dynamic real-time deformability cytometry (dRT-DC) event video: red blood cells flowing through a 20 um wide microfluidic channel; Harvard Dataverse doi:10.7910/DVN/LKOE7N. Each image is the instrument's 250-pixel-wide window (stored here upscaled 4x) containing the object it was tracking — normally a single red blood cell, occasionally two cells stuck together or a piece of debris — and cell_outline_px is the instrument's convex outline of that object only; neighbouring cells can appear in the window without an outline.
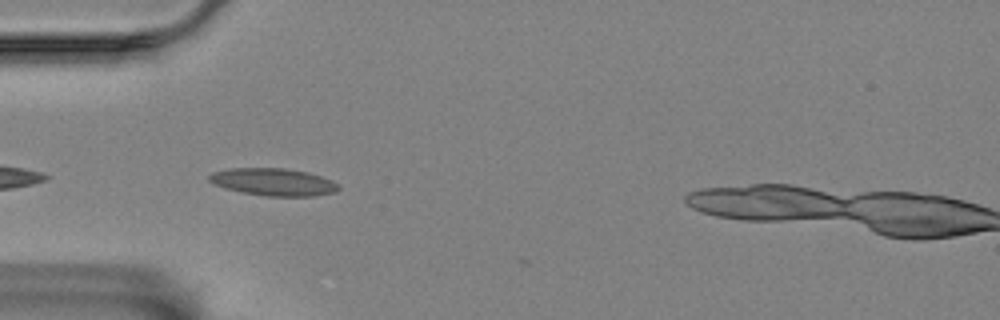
{"species": "Egyptian fruit bat (a non-hibernating species)", "species_latin": "Rousettus aegyptiacus", "temperature_condition": "room temperature", "stored_images_in_passage": 10, "camera_frame_rate_fps": 3000, "um_per_image_px": 0.085, "animal": {"sex": "female"}, "frame": {"image": 1, "passage_image": 2, "time_ms": 0.333, "image_size_px": [1000, 320], "cell_outline_px": [[340, 188], [336, 192], [316, 196], [268, 196], [240, 192], [224, 188], [212, 184], [208, 180], [208, 176], [212, 172], [232, 168], [284, 168], [308, 172], [332, 180], [340, 184]], "centroid_in_image_um": [23.24, 15.47], "position_along_channel_um": 61.8, "area_um2": 20.87}}
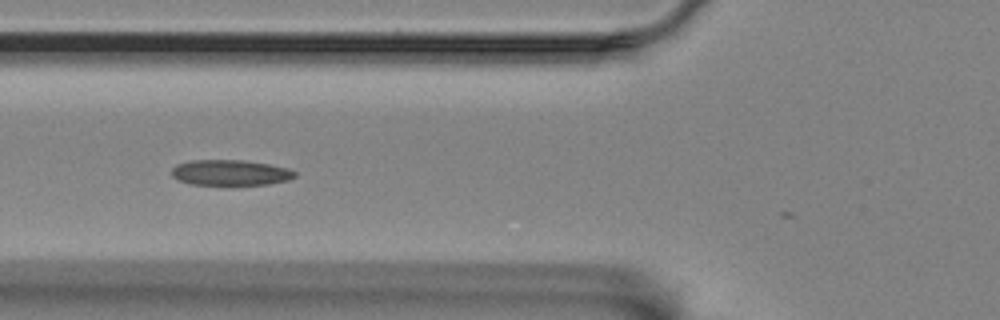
{"frame": {"image": 2, "passage_image": 6, "time_ms": 1.667, "image_size_px": [1000, 320], "cell_outline_px": [[296, 176], [288, 180], [268, 184], [232, 188], [188, 184], [172, 176], [172, 168], [176, 164], [192, 160], [240, 160], [268, 164], [288, 168], [296, 172]], "centroid_in_image_um": [19.57, 14.73], "position_along_channel_um": 106.2, "area_um2": 19.31}}
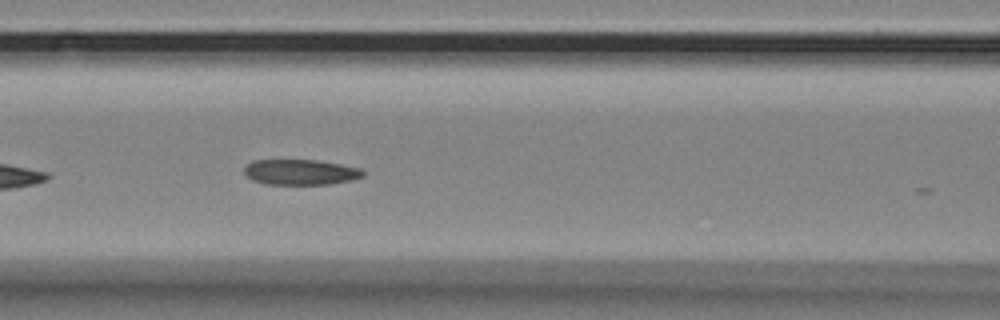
{"frame": {"image": 3, "passage_image": 9, "time_ms": 2.667, "image_size_px": [1000, 320], "cell_outline_px": [[364, 176], [352, 180], [328, 184], [264, 184], [252, 180], [244, 172], [244, 168], [252, 160], [320, 160], [360, 168], [364, 172]], "centroid_in_image_um": [25.55, 14.63], "position_along_channel_um": 141.1, "area_um2": 17.63}}